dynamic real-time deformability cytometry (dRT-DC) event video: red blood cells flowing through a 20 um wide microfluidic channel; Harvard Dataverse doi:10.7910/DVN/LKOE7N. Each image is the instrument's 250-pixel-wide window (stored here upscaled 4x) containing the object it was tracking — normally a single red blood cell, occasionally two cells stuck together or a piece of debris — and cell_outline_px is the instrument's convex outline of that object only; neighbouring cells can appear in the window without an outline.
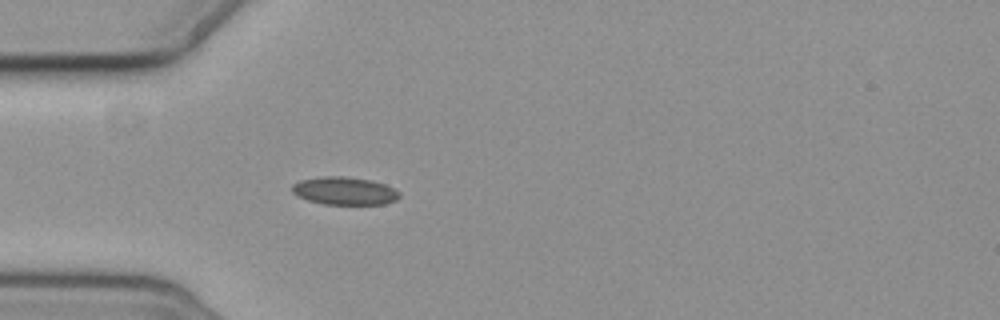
{"species": "common noctule bat (a hibernating species)", "species_latin": "Nyctalus noctula", "temperature_condition": "cold", "stored_images_in_passage": 4, "camera_frame_rate_fps": 3000, "um_per_image_px": 0.085, "animal": {"sex": "female", "body_mass_g": 19.3, "forearm_length_mm": 54.1}, "frame": {"image": 1, "passage_image": 4, "time_ms": 3.667, "image_size_px": [1000, 320], "cell_outline_px": [[400, 196], [396, 200], [384, 204], [324, 204], [308, 200], [296, 196], [292, 192], [292, 184], [300, 180], [324, 176], [344, 176], [372, 180], [384, 184], [400, 192]], "centroid_in_image_um": [29.27, 16.22], "position_along_channel_um": 55.7, "area_um2": 17.46}}